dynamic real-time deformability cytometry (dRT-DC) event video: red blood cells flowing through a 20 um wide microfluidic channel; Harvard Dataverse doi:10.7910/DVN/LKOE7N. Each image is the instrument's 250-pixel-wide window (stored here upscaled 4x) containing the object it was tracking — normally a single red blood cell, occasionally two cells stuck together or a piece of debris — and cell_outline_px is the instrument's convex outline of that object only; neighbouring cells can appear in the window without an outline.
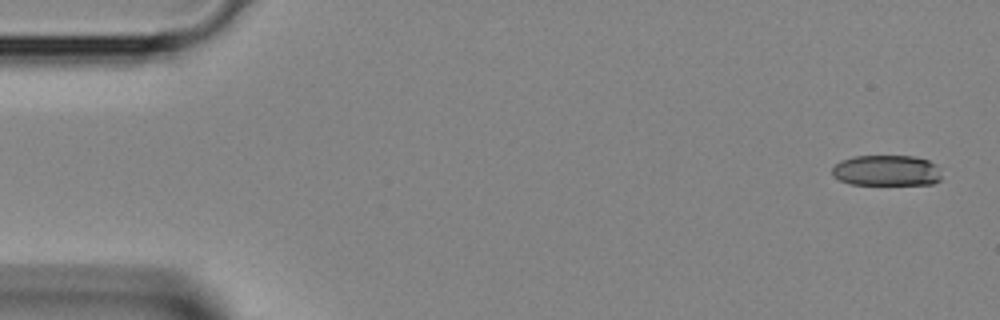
{"species": "Egyptian fruit bat (a non-hibernating species)", "species_latin": "Rousettus aegyptiacus", "temperature_condition": "room temperature", "stored_images_in_passage": 4, "segment_of_instrument_passage": [1, 2], "camera_frame_rate_fps": 3000, "um_per_image_px": 0.085, "animal": {"sex": "female"}, "frame": {"image": 1, "passage_image": 1, "time_ms": 0.0, "image_size_px": [1000, 320], "cell_outline_px": [[940, 180], [932, 184], [848, 184], [832, 176], [832, 168], [840, 160], [852, 156], [912, 156], [928, 160], [936, 164], [940, 176]], "centroid_in_image_um": [75.32, 14.49], "position_along_channel_um": 9.7, "area_um2": 19.65}}